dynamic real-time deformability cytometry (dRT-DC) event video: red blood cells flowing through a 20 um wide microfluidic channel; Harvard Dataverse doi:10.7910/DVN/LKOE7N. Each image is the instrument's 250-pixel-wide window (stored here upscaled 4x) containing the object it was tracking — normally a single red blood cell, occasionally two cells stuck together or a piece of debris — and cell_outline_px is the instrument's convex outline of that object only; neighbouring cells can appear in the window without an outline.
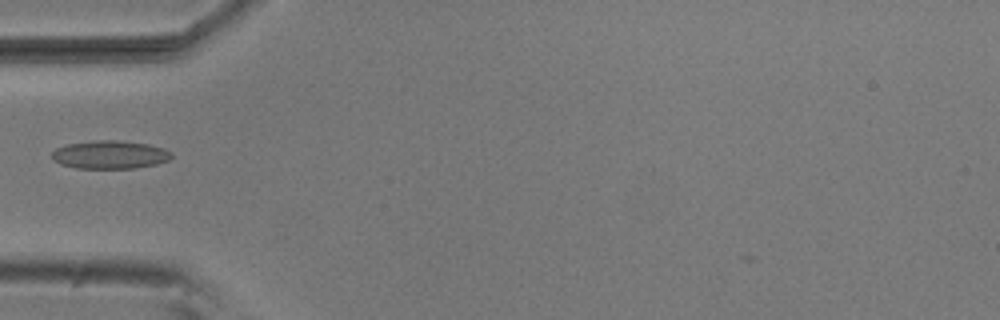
{"species": "common noctule bat (a hibernating species)", "species_latin": "Nyctalus noctula", "temperature_condition": "room temperature", "stored_images_in_passage": 5, "camera_frame_rate_fps": 3000, "um_per_image_px": 0.085, "animal": {"sex": "male", "body_mass_g": 20.5, "forearm_length_mm": 52.5}, "frame": {"image": 1, "passage_image": 4, "time_ms": 1.0, "image_size_px": [1000, 320], "cell_outline_px": [[172, 156], [168, 160], [156, 164], [136, 168], [76, 168], [60, 164], [52, 160], [52, 152], [56, 148], [68, 144], [92, 140], [120, 140], [148, 144], [164, 148], [172, 152]], "centroid_in_image_um": [9.34, 13.14], "position_along_channel_um": 75.7, "area_um2": 19.77}}
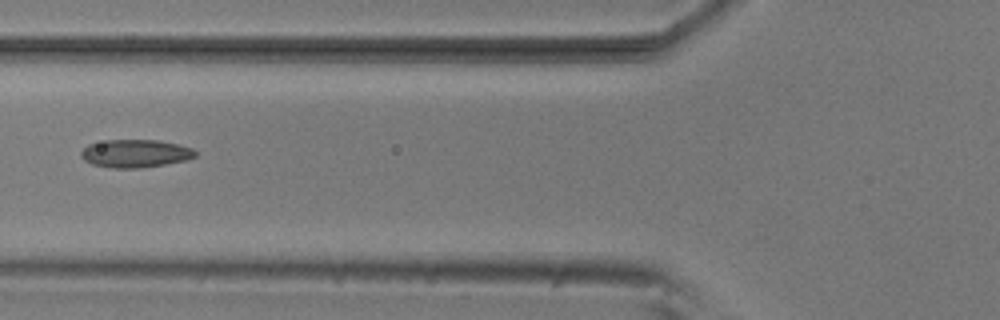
{"frame": {"image": 2, "passage_image": 5, "time_ms": 1.333, "image_size_px": [1000, 320], "cell_outline_px": [[196, 156], [188, 160], [140, 168], [112, 168], [92, 164], [84, 160], [80, 156], [80, 152], [88, 144], [108, 140], [160, 140], [192, 148], [196, 152]], "centroid_in_image_um": [11.49, 13.05], "position_along_channel_um": 114.3, "area_um2": 18.61}}